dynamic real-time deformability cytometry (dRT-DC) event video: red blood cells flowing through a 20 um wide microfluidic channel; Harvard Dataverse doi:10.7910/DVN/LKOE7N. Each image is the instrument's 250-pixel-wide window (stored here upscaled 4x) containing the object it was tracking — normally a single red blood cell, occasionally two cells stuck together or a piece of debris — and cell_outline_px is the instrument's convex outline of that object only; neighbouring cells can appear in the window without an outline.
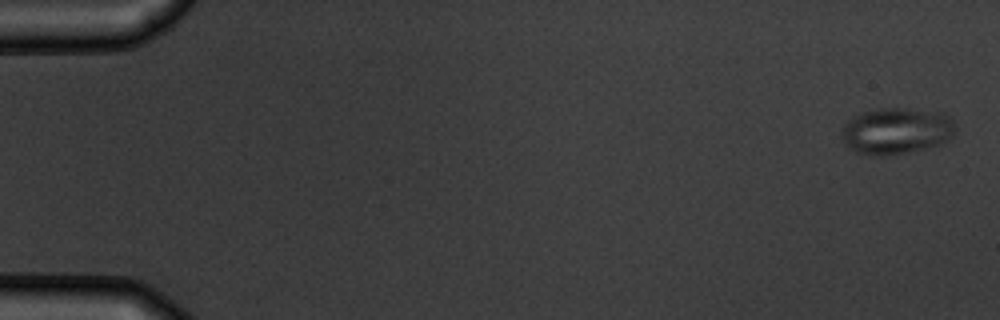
{"species": "common noctule bat (a hibernating species)", "species_latin": "Nyctalus noctula", "temperature_condition": "warm", "stored_images_in_passage": 6, "camera_frame_rate_fps": 3000, "um_per_image_px": 0.085, "animal": {"sex": "male", "body_mass_g": 19.5, "forearm_length_mm": 54.6}, "frame": {"image": 1, "passage_image": 1, "time_ms": 0.0, "image_size_px": [1000, 320], "cell_outline_px": [[952, 136], [948, 140], [940, 144], [908, 152], [880, 156], [872, 156], [856, 152], [844, 140], [840, 132], [844, 124], [852, 116], [860, 112], [880, 108], [904, 108], [944, 112], [952, 120]], "centroid_in_image_um": [76.16, 11.11], "position_along_channel_um": 8.8, "area_um2": 30.63}}